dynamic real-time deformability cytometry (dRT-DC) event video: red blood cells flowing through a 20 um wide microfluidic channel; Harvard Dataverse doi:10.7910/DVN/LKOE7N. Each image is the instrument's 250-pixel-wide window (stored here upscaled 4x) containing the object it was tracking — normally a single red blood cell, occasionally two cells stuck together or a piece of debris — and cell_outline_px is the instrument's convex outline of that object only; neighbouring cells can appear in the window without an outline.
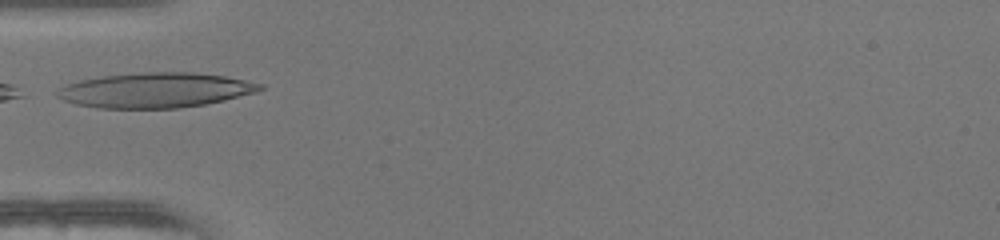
{"species": "human", "species_latin": "Homo sapiens", "temperature_condition": "warm", "stored_images_in_passage": 25, "camera_frame_rate_fps": 3000, "um_per_image_px": 0.085, "donor": {"sex": "female"}, "frame": {"image": 1, "passage_image": 1, "time_ms": 0.0, "image_size_px": [1000, 240], "cell_outline_px": [[264, 88], [256, 92], [224, 100], [204, 104], [180, 108], [96, 108], [76, 104], [64, 100], [56, 96], [56, 92], [60, 88], [68, 84], [80, 80], [100, 76], [140, 72], [196, 72], [224, 76], [264, 84]], "centroid_in_image_um": [13.2, 7.66], "position_along_channel_um": 71.8, "area_um2": 41.33}}
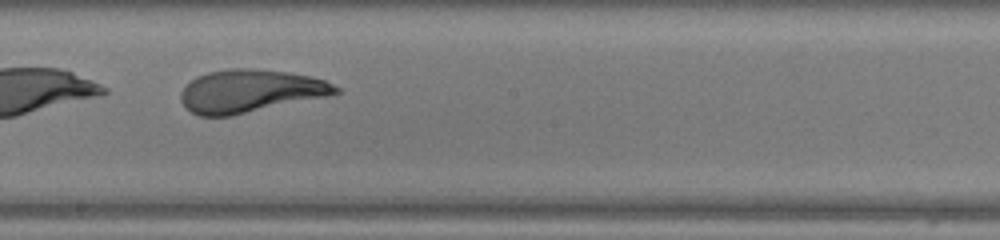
{"frame": {"image": 2, "passage_image": 12, "time_ms": 3.667, "image_size_px": [1000, 240], "cell_outline_px": [[340, 92], [328, 96], [232, 116], [200, 116], [192, 112], [180, 100], [180, 92], [196, 76], [208, 72], [232, 68], [252, 68], [288, 72], [312, 76], [324, 80], [340, 88]], "centroid_in_image_um": [21.28, 7.74], "position_along_channel_um": 226.9, "area_um2": 38.67}}
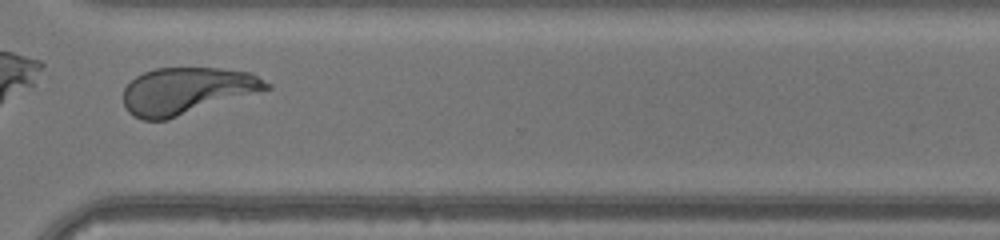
{"frame": {"image": 3, "passage_image": 21, "time_ms": 6.667, "image_size_px": [1000, 240], "cell_outline_px": [[272, 88], [168, 120], [144, 120], [128, 112], [124, 108], [124, 88], [136, 76], [144, 72], [156, 68], [220, 68], [252, 72], [272, 84]], "centroid_in_image_um": [15.91, 7.72], "position_along_channel_um": 354.7, "area_um2": 39.19}}